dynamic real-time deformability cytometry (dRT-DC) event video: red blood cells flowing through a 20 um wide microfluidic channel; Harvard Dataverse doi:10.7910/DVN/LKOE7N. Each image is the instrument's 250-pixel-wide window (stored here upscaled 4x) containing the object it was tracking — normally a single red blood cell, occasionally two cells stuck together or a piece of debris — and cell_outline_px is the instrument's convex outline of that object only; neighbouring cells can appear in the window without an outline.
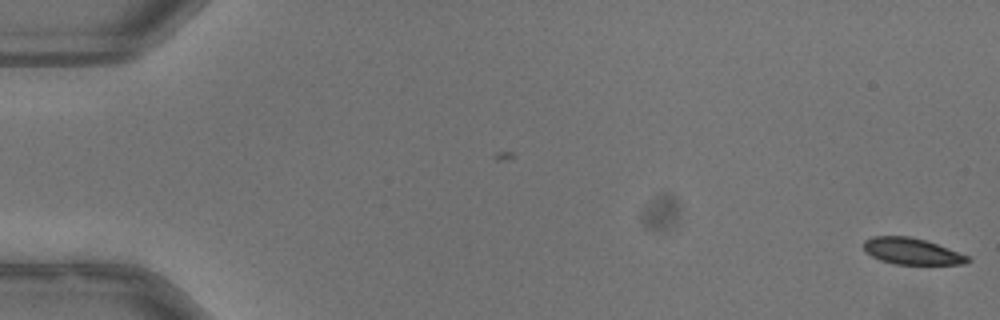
{"species": "common noctule bat (a hibernating species)", "species_latin": "Nyctalus noctula", "temperature_condition": "warm", "stored_images_in_passage": 54, "camera_frame_rate_fps": 3000, "um_per_image_px": 0.085, "animal": {"sex": "male", "body_mass_g": 13.3}, "frame": {"image": 1, "passage_image": 1, "time_ms": 0.0, "image_size_px": [1000, 320], "cell_outline_px": [[972, 260], [964, 264], [896, 264], [880, 260], [864, 252], [864, 240], [872, 236], [908, 236], [924, 240], [948, 248], [968, 256]], "centroid_in_image_um": [77.47, 21.36], "position_along_channel_um": 7.5, "area_um2": 15.9}}
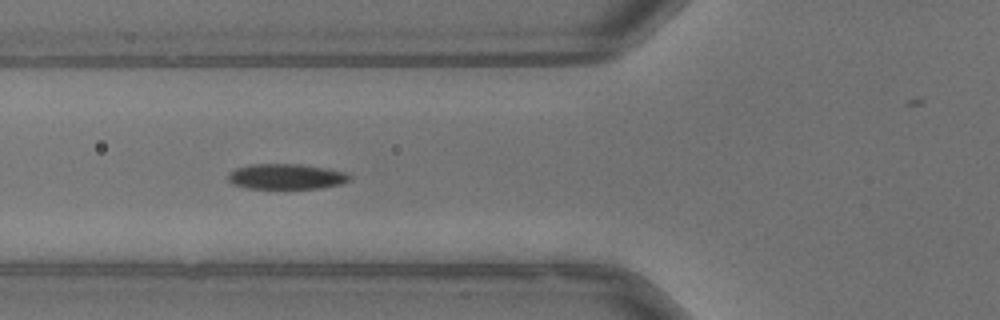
{"frame": {"image": 2, "passage_image": 21, "time_ms": 6.667, "image_size_px": [1000, 320], "cell_outline_px": [[352, 180], [340, 184], [320, 188], [248, 188], [232, 184], [228, 180], [228, 172], [236, 168], [248, 164], [300, 164], [328, 168], [348, 172], [352, 176]], "centroid_in_image_um": [24.36, 14.99], "position_along_channel_um": 101.4, "area_um2": 18.21}}
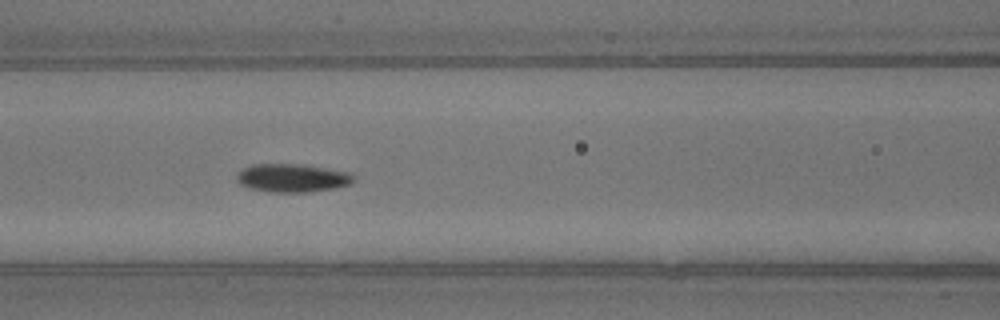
{"frame": {"image": 3, "passage_image": 24, "time_ms": 7.667, "image_size_px": [1000, 320], "cell_outline_px": [[356, 180], [352, 184], [336, 188], [308, 192], [268, 192], [252, 188], [240, 184], [236, 180], [236, 176], [244, 168], [252, 164], [300, 164], [352, 172], [356, 176]], "centroid_in_image_um": [24.92, 15.13], "position_along_channel_um": 141.7, "area_um2": 19.48}, "authors_computed_cell_mechanics": {"area_um2": 18.0336, "velocity_mm_per_s": 3.985, "shape_relaxation_time_tau1_ms": 2.7368, "shape_relaxation_time_tau2_ms": null, "deformation_change_tau1": 0.1173, "deformation_change_tau2": null}}